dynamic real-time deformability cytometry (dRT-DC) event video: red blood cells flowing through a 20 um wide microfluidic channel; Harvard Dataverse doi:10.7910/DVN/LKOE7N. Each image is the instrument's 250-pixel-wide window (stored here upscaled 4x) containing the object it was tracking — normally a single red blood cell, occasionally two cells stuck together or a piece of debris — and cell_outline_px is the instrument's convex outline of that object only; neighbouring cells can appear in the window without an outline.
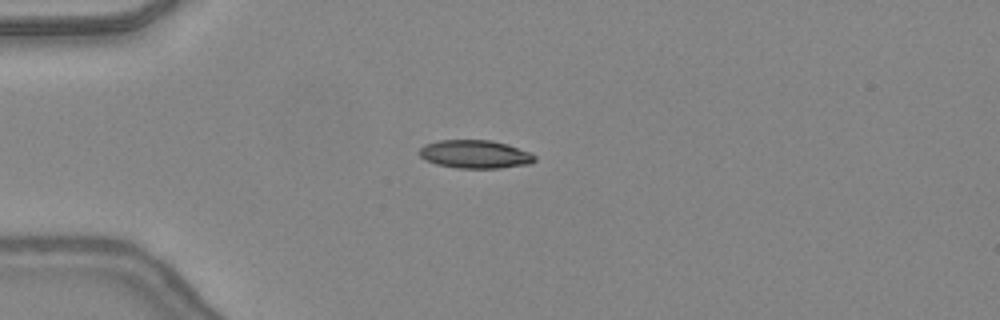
{"species": "common noctule bat (a hibernating species)", "species_latin": "Nyctalus noctula", "temperature_condition": "warm", "stored_images_in_passage": 35, "camera_frame_rate_fps": 3000, "um_per_image_px": 0.085, "animal": {"sex": "female", "body_mass_g": 24.6, "forearm_length_mm": 56.2}, "frame": {"image": 1, "passage_image": 1, "time_ms": 0.0, "image_size_px": [1000, 320], "cell_outline_px": [[536, 160], [528, 164], [500, 168], [456, 168], [436, 164], [424, 160], [416, 152], [424, 144], [440, 140], [492, 140], [508, 144], [528, 152], [536, 156]], "centroid_in_image_um": [40.33, 13.11], "position_along_channel_um": 44.7, "area_um2": 19.13}}
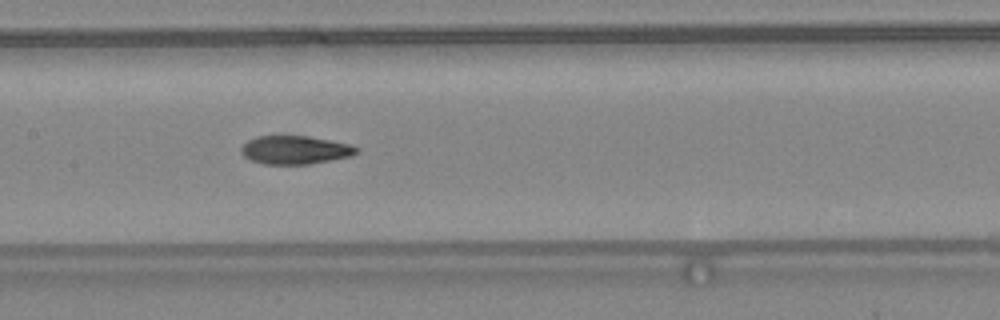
{"frame": {"image": 2, "passage_image": 12, "time_ms": 3.667, "image_size_px": [1000, 320], "cell_outline_px": [[360, 148], [352, 156], [332, 160], [308, 164], [264, 164], [252, 160], [244, 156], [240, 152], [240, 148], [248, 140], [256, 136], [308, 136], [348, 144]], "centroid_in_image_um": [25.06, 12.75], "position_along_channel_um": 182.3, "area_um2": 18.96}}
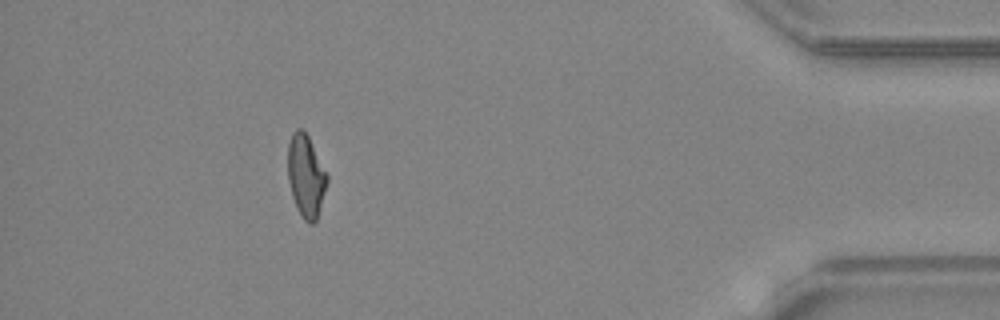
{"frame": {"image": 3, "passage_image": 31, "time_ms": 10.0, "image_size_px": [1000, 320], "cell_outline_px": [[328, 180], [316, 220], [312, 224], [308, 224], [304, 220], [296, 208], [292, 196], [288, 180], [288, 144], [292, 132], [296, 128], [304, 128], [328, 176]], "centroid_in_image_um": [25.98, 14.94], "position_along_channel_um": 409.2, "area_um2": 18.79}, "authors_computed_cell_mechanics": {"area_um2": 19.1896, "velocity_mm_per_s": 4.4146, "shape_relaxation_time_tau1_ms": null, "shape_relaxation_time_tau2_ms": 2.4353, "deformation_change_tau1": null, "deformation_change_tau2": 0.1003}}